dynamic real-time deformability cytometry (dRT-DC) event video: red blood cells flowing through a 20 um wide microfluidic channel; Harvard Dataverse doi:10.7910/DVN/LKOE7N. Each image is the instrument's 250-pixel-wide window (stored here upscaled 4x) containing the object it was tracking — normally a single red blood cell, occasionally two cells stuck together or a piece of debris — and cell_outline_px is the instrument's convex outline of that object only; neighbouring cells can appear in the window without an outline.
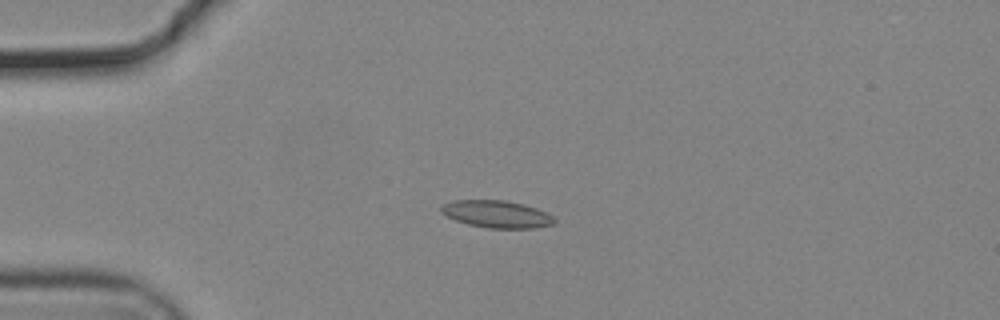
{"species": "common noctule bat (a hibernating species)", "species_latin": "Nyctalus noctula", "temperature_condition": "cold", "stored_images_in_passage": 53, "camera_frame_rate_fps": 3000, "um_per_image_px": 0.085, "animal": {"sex": "male", "body_mass_g": 19.2, "forearm_length_mm": 51.8}, "frame": {"image": 1, "passage_image": 12, "time_ms": 3.667, "image_size_px": [1000, 320], "cell_outline_px": [[556, 220], [552, 224], [536, 228], [488, 228], [468, 224], [456, 220], [440, 212], [440, 204], [452, 200], [504, 200], [524, 204], [536, 208], [552, 216]], "centroid_in_image_um": [42.18, 18.19], "position_along_channel_um": 42.8, "area_um2": 17.98}}
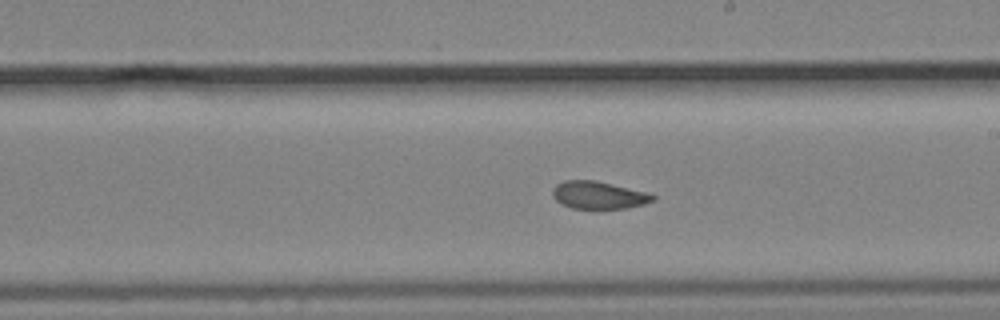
{"frame": {"image": 2, "passage_image": 30, "time_ms": 9.667, "image_size_px": [1000, 320], "cell_outline_px": [[656, 200], [644, 204], [628, 208], [572, 208], [560, 204], [552, 196], [552, 188], [556, 184], [564, 180], [596, 180], [648, 192], [656, 196]], "centroid_in_image_um": [50.88, 16.57], "position_along_channel_um": 238.1, "area_um2": 16.3}}
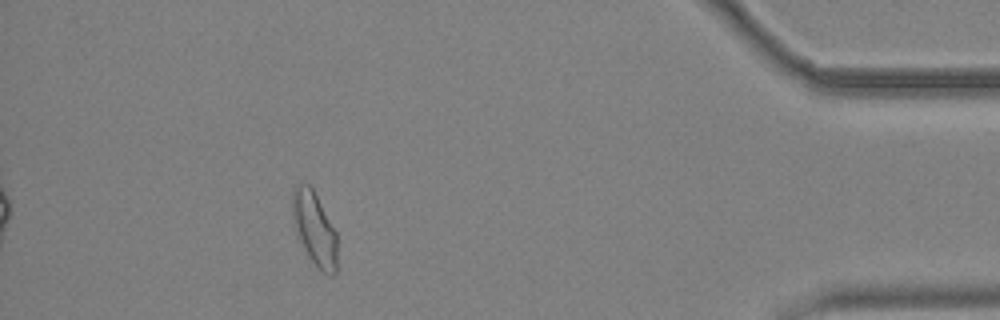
{"frame": {"image": 3, "passage_image": 48, "time_ms": 15.667, "image_size_px": [1000, 320], "cell_outline_px": [[336, 272], [332, 276], [316, 268], [308, 256], [300, 240], [292, 216], [292, 188], [296, 184], [308, 184], [312, 188], [336, 232]], "centroid_in_image_um": [26.72, 19.44], "position_along_channel_um": 408.5, "area_um2": 18.9}, "authors_computed_cell_mechanics": {"area_um2": 17.2822, "velocity_mm_per_s": 3.7074, "shape_relaxation_time_tau1_ms": null, "shape_relaxation_time_tau2_ms": 4.2965, "deformation_change_tau1": null, "deformation_change_tau2": 0.0732}}